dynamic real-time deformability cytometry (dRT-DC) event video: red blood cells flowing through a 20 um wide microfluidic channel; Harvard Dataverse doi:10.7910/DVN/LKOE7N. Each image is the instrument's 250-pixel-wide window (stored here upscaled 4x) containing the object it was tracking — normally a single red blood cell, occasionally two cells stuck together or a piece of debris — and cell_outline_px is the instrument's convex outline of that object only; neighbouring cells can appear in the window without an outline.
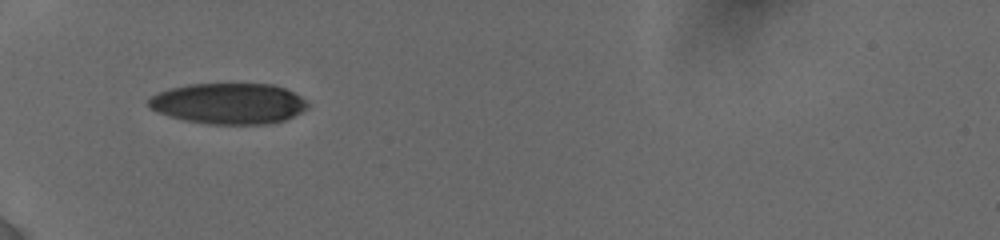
{"species": "human", "species_latin": "Homo sapiens", "temperature_condition": "cold", "stored_images_in_passage": 2, "camera_frame_rate_fps": 3000, "um_per_image_px": 0.085, "donor": {"sex": "female"}, "frame": {"image": 1, "passage_image": 1, "time_ms": 0.0, "image_size_px": [1000, 240], "cell_outline_px": [[308, 108], [284, 120], [268, 124], [208, 124], [184, 120], [156, 112], [148, 108], [148, 100], [152, 96], [160, 92], [172, 88], [188, 84], [272, 84], [284, 88], [300, 96], [308, 104]], "centroid_in_image_um": [19.42, 8.8], "position_along_channel_um": 65.6, "area_um2": 37.74}}